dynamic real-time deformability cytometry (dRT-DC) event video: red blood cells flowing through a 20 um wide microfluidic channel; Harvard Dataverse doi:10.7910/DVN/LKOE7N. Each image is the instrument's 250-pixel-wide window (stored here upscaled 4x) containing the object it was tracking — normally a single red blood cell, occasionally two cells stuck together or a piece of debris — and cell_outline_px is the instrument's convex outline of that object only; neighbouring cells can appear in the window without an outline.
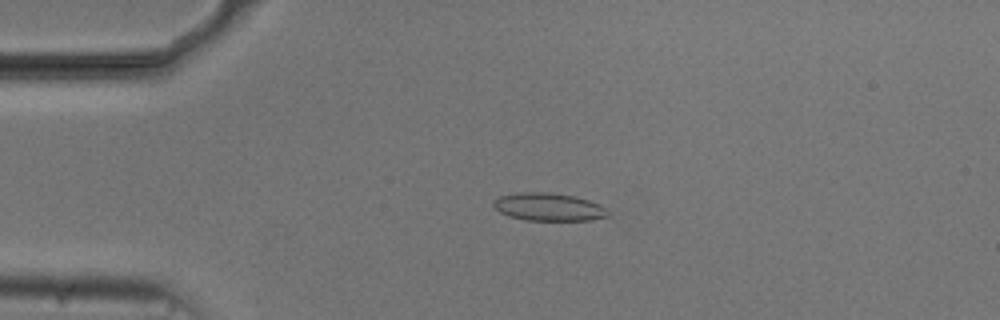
{"species": "common noctule bat (a hibernating species)", "species_latin": "Nyctalus noctula", "temperature_condition": "cold", "stored_images_in_passage": 53, "camera_frame_rate_fps": 3000, "um_per_image_px": 0.085, "animal": {"sex": "male", "body_mass_g": 20.5, "forearm_length_mm": 52.5}, "frame": {"image": 1, "passage_image": 12, "time_ms": 3.667, "image_size_px": [1000, 320], "cell_outline_px": [[608, 216], [592, 220], [528, 220], [508, 216], [500, 212], [492, 204], [492, 200], [500, 196], [520, 192], [548, 192], [572, 196], [588, 200], [600, 204], [608, 212]], "centroid_in_image_um": [46.6, 17.59], "position_along_channel_um": 38.4, "area_um2": 18.44}}
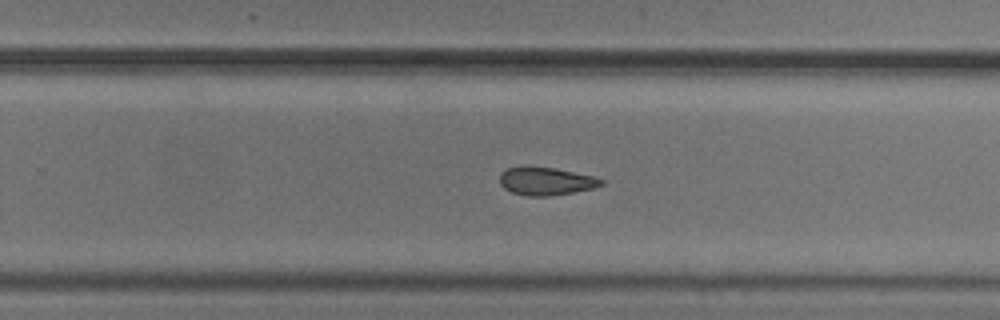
{"frame": {"image": 2, "passage_image": 34, "time_ms": 11.0, "image_size_px": [1000, 320], "cell_outline_px": [[604, 184], [592, 188], [572, 192], [548, 196], [528, 196], [512, 192], [504, 188], [500, 184], [500, 172], [508, 168], [524, 164], [528, 164], [556, 168], [596, 176], [604, 180]], "centroid_in_image_um": [46.38, 15.36], "position_along_channel_um": 283.4, "area_um2": 16.99}}
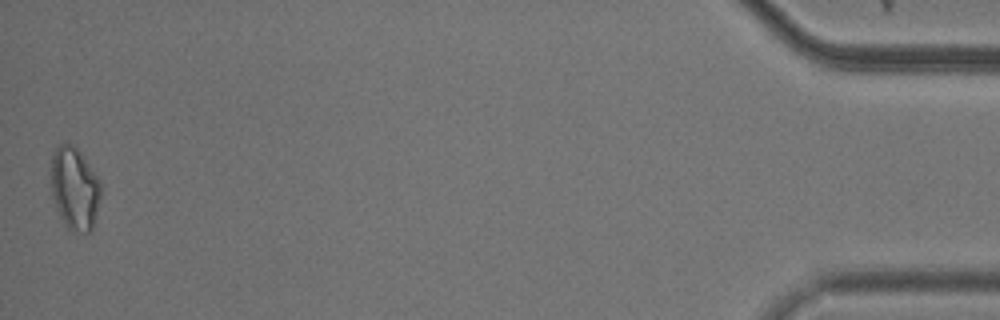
{"frame": {"image": 3, "passage_image": 53, "time_ms": 17.333, "image_size_px": [1000, 320], "cell_outline_px": [[100, 196], [92, 232], [84, 236], [68, 228], [64, 224], [56, 208], [52, 196], [52, 156], [56, 148], [60, 144], [72, 144], [84, 156], [100, 180]], "centroid_in_image_um": [6.36, 16.07], "position_along_channel_um": 428.8, "area_um2": 24.04}, "authors_computed_cell_mechanics": {"area_um2": 17.8602, "velocity_mm_per_s": 3.7543, "shape_relaxation_time_tau1_ms": null, "shape_relaxation_time_tau2_ms": 10.0284, "deformation_change_tau1": null, "deformation_change_tau2": 0.1658}}